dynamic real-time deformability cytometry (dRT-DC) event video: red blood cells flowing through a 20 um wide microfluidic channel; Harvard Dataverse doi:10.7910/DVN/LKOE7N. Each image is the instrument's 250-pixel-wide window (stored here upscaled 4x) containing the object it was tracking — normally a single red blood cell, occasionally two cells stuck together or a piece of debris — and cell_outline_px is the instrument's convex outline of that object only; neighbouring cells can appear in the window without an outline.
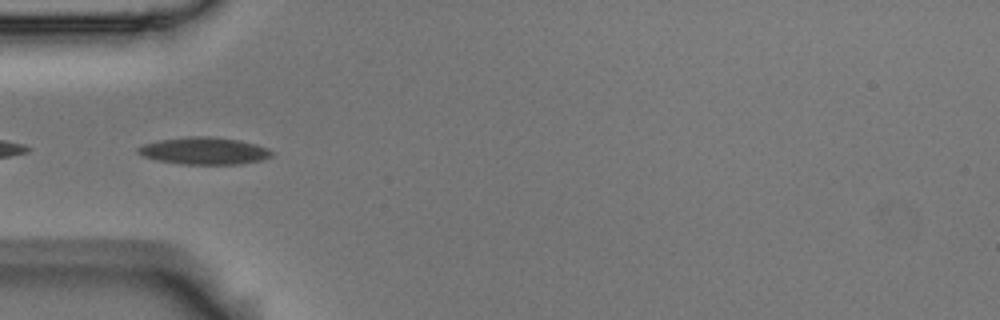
{"species": "Egyptian fruit bat (a non-hibernating species)", "species_latin": "Rousettus aegyptiacus", "temperature_condition": "room temperature", "stored_images_in_passage": 38, "camera_frame_rate_fps": 3000, "um_per_image_px": 0.085, "animal": {"sex": "male"}, "frame": {"image": 1, "passage_image": 1, "time_ms": 0.0, "image_size_px": [1000, 320], "cell_outline_px": [[272, 156], [260, 160], [240, 164], [180, 164], [156, 160], [144, 156], [136, 152], [136, 148], [144, 144], [160, 140], [188, 136], [212, 136], [240, 140], [256, 144], [268, 148], [272, 152]], "centroid_in_image_um": [17.34, 12.82], "position_along_channel_um": 67.7, "area_um2": 21.21}}
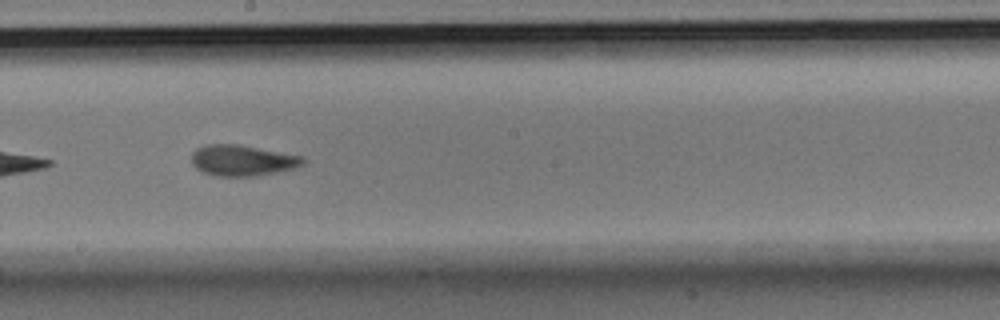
{"frame": {"image": 2, "passage_image": 14, "time_ms": 4.333, "image_size_px": [1000, 320], "cell_outline_px": [[304, 164], [292, 168], [276, 172], [256, 176], [216, 176], [204, 172], [196, 168], [192, 164], [192, 152], [196, 148], [204, 144], [240, 144], [304, 156]], "centroid_in_image_um": [20.59, 13.62], "position_along_channel_um": 227.6, "area_um2": 20.17}}
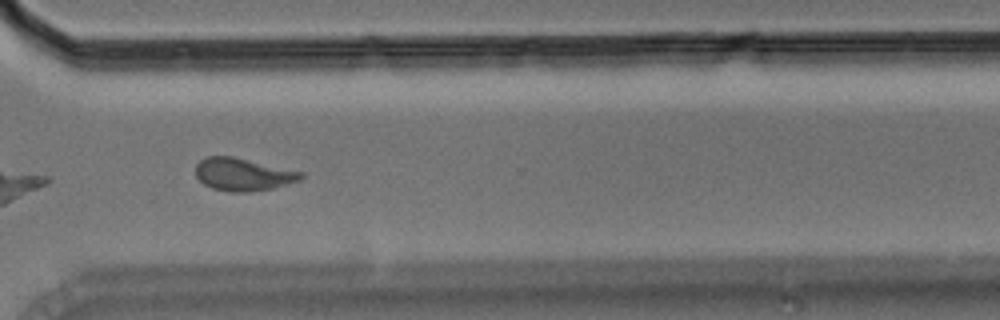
{"frame": {"image": 3, "passage_image": 24, "time_ms": 7.667, "image_size_px": [1000, 320], "cell_outline_px": [[304, 176], [300, 180], [272, 188], [248, 192], [232, 192], [212, 188], [204, 184], [196, 176], [196, 164], [200, 160], [208, 156], [232, 156], [304, 172]], "centroid_in_image_um": [20.66, 14.82], "position_along_channel_um": 349.9, "area_um2": 19.94}, "authors_computed_cell_mechanics": {"area_um2": 19.941, "velocity_mm_per_s": 3.6804, "shape_relaxation_time_tau1_ms": null, "shape_relaxation_time_tau2_ms": 2.4996, "deformation_change_tau1": null, "deformation_change_tau2": 0.0899}}